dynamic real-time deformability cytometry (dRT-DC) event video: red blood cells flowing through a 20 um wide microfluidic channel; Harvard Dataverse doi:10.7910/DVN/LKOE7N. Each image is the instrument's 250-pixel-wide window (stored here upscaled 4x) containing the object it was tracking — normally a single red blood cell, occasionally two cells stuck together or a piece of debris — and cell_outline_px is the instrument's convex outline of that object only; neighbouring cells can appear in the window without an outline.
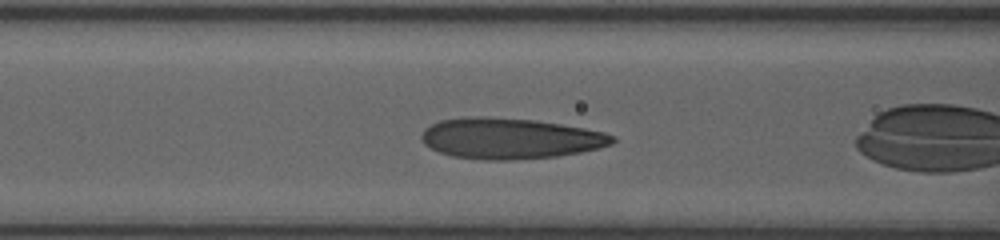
{"species": "human", "species_latin": "Homo sapiens", "temperature_condition": "room temperature", "stored_images_in_passage": 24, "camera_frame_rate_fps": 3000, "um_per_image_px": 0.085, "donor": {"sex": "female"}, "frame": {"image": 1, "passage_image": 4, "time_ms": 1.0, "image_size_px": [1000, 240], "cell_outline_px": [[616, 140], [612, 144], [580, 152], [556, 156], [512, 160], [484, 160], [452, 156], [440, 152], [424, 144], [420, 140], [420, 136], [424, 128], [440, 120], [464, 116], [488, 116], [536, 120], [584, 128], [604, 132], [616, 136]], "centroid_in_image_um": [43.32, 11.75], "position_along_channel_um": 123.3, "area_um2": 45.66}}
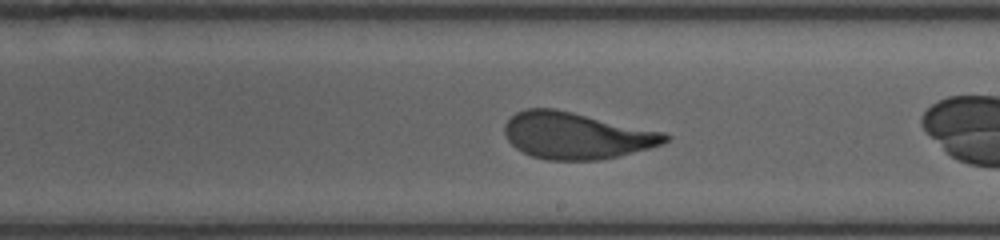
{"frame": {"image": 2, "passage_image": 13, "time_ms": 4.0, "image_size_px": [1000, 240], "cell_outline_px": [[672, 136], [664, 144], [600, 160], [548, 160], [532, 156], [516, 148], [508, 140], [504, 132], [504, 124], [516, 112], [528, 108], [552, 108], [572, 112], [664, 132]], "centroid_in_image_um": [48.98, 11.52], "position_along_channel_um": 240.0, "area_um2": 43.35}}
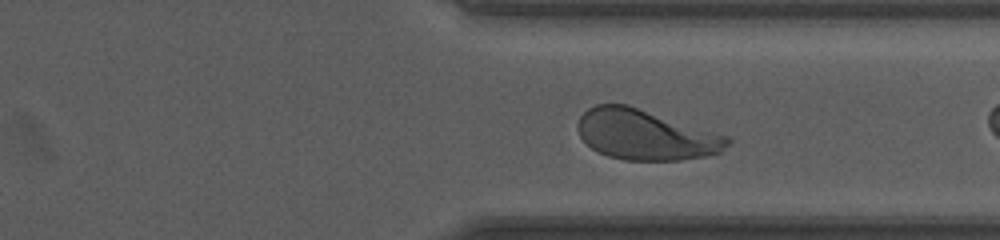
{"frame": {"image": 3, "passage_image": 22, "time_ms": 7.0, "image_size_px": [1000, 240], "cell_outline_px": [[732, 140], [720, 152], [704, 156], [680, 160], [624, 160], [608, 156], [592, 148], [580, 136], [576, 128], [576, 124], [580, 116], [588, 108], [596, 104], [628, 104], [728, 136]], "centroid_in_image_um": [54.84, 11.44], "position_along_channel_um": 356.6, "area_um2": 43.75}}